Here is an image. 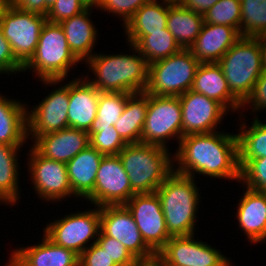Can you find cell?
<instances>
[{
    "mask_svg": "<svg viewBox=\"0 0 266 266\" xmlns=\"http://www.w3.org/2000/svg\"><path fill=\"white\" fill-rule=\"evenodd\" d=\"M261 49V60L263 69L266 70V38H257Z\"/></svg>",
    "mask_w": 266,
    "mask_h": 266,
    "instance_id": "cell-46",
    "label": "cell"
},
{
    "mask_svg": "<svg viewBox=\"0 0 266 266\" xmlns=\"http://www.w3.org/2000/svg\"><path fill=\"white\" fill-rule=\"evenodd\" d=\"M10 5L46 17V0H10Z\"/></svg>",
    "mask_w": 266,
    "mask_h": 266,
    "instance_id": "cell-44",
    "label": "cell"
},
{
    "mask_svg": "<svg viewBox=\"0 0 266 266\" xmlns=\"http://www.w3.org/2000/svg\"><path fill=\"white\" fill-rule=\"evenodd\" d=\"M178 97L182 110V137L218 131L217 125L228 112L220 103L191 89Z\"/></svg>",
    "mask_w": 266,
    "mask_h": 266,
    "instance_id": "cell-17",
    "label": "cell"
},
{
    "mask_svg": "<svg viewBox=\"0 0 266 266\" xmlns=\"http://www.w3.org/2000/svg\"><path fill=\"white\" fill-rule=\"evenodd\" d=\"M136 266H161L157 260L150 262H139Z\"/></svg>",
    "mask_w": 266,
    "mask_h": 266,
    "instance_id": "cell-49",
    "label": "cell"
},
{
    "mask_svg": "<svg viewBox=\"0 0 266 266\" xmlns=\"http://www.w3.org/2000/svg\"><path fill=\"white\" fill-rule=\"evenodd\" d=\"M86 9L80 0H57L49 8L46 19L52 23H60L65 19L82 13Z\"/></svg>",
    "mask_w": 266,
    "mask_h": 266,
    "instance_id": "cell-40",
    "label": "cell"
},
{
    "mask_svg": "<svg viewBox=\"0 0 266 266\" xmlns=\"http://www.w3.org/2000/svg\"><path fill=\"white\" fill-rule=\"evenodd\" d=\"M86 8H98L100 7L102 0H80ZM93 7V8H92Z\"/></svg>",
    "mask_w": 266,
    "mask_h": 266,
    "instance_id": "cell-47",
    "label": "cell"
},
{
    "mask_svg": "<svg viewBox=\"0 0 266 266\" xmlns=\"http://www.w3.org/2000/svg\"><path fill=\"white\" fill-rule=\"evenodd\" d=\"M103 154L88 145L66 163L72 192L77 198H86L93 190Z\"/></svg>",
    "mask_w": 266,
    "mask_h": 266,
    "instance_id": "cell-25",
    "label": "cell"
},
{
    "mask_svg": "<svg viewBox=\"0 0 266 266\" xmlns=\"http://www.w3.org/2000/svg\"><path fill=\"white\" fill-rule=\"evenodd\" d=\"M195 181L193 177L173 171L156 190L171 237L195 235L196 214L201 201Z\"/></svg>",
    "mask_w": 266,
    "mask_h": 266,
    "instance_id": "cell-3",
    "label": "cell"
},
{
    "mask_svg": "<svg viewBox=\"0 0 266 266\" xmlns=\"http://www.w3.org/2000/svg\"><path fill=\"white\" fill-rule=\"evenodd\" d=\"M80 60L71 52L63 28L59 23H44L34 55L23 66L22 72L31 70L42 83L56 87L69 75L72 66Z\"/></svg>",
    "mask_w": 266,
    "mask_h": 266,
    "instance_id": "cell-4",
    "label": "cell"
},
{
    "mask_svg": "<svg viewBox=\"0 0 266 266\" xmlns=\"http://www.w3.org/2000/svg\"><path fill=\"white\" fill-rule=\"evenodd\" d=\"M238 228L251 243L266 242V192L246 187L236 210Z\"/></svg>",
    "mask_w": 266,
    "mask_h": 266,
    "instance_id": "cell-22",
    "label": "cell"
},
{
    "mask_svg": "<svg viewBox=\"0 0 266 266\" xmlns=\"http://www.w3.org/2000/svg\"><path fill=\"white\" fill-rule=\"evenodd\" d=\"M83 78L69 82L68 127L88 131L97 116L100 91Z\"/></svg>",
    "mask_w": 266,
    "mask_h": 266,
    "instance_id": "cell-21",
    "label": "cell"
},
{
    "mask_svg": "<svg viewBox=\"0 0 266 266\" xmlns=\"http://www.w3.org/2000/svg\"><path fill=\"white\" fill-rule=\"evenodd\" d=\"M91 8L61 21L71 52L81 61L86 62L95 54L93 47L97 40V28L90 19ZM94 53V54H93Z\"/></svg>",
    "mask_w": 266,
    "mask_h": 266,
    "instance_id": "cell-24",
    "label": "cell"
},
{
    "mask_svg": "<svg viewBox=\"0 0 266 266\" xmlns=\"http://www.w3.org/2000/svg\"><path fill=\"white\" fill-rule=\"evenodd\" d=\"M134 54L95 53L85 63L95 78H85L100 92L139 93L148 83L149 64L133 44ZM137 53V55H136Z\"/></svg>",
    "mask_w": 266,
    "mask_h": 266,
    "instance_id": "cell-2",
    "label": "cell"
},
{
    "mask_svg": "<svg viewBox=\"0 0 266 266\" xmlns=\"http://www.w3.org/2000/svg\"><path fill=\"white\" fill-rule=\"evenodd\" d=\"M240 34L256 37L266 31V0H240Z\"/></svg>",
    "mask_w": 266,
    "mask_h": 266,
    "instance_id": "cell-34",
    "label": "cell"
},
{
    "mask_svg": "<svg viewBox=\"0 0 266 266\" xmlns=\"http://www.w3.org/2000/svg\"><path fill=\"white\" fill-rule=\"evenodd\" d=\"M237 135L239 167L247 159L266 157V122L254 117L252 125L242 122Z\"/></svg>",
    "mask_w": 266,
    "mask_h": 266,
    "instance_id": "cell-32",
    "label": "cell"
},
{
    "mask_svg": "<svg viewBox=\"0 0 266 266\" xmlns=\"http://www.w3.org/2000/svg\"><path fill=\"white\" fill-rule=\"evenodd\" d=\"M219 0H182L180 3L198 14L204 15Z\"/></svg>",
    "mask_w": 266,
    "mask_h": 266,
    "instance_id": "cell-45",
    "label": "cell"
},
{
    "mask_svg": "<svg viewBox=\"0 0 266 266\" xmlns=\"http://www.w3.org/2000/svg\"><path fill=\"white\" fill-rule=\"evenodd\" d=\"M241 37L231 26L204 23L190 51L200 63H217Z\"/></svg>",
    "mask_w": 266,
    "mask_h": 266,
    "instance_id": "cell-20",
    "label": "cell"
},
{
    "mask_svg": "<svg viewBox=\"0 0 266 266\" xmlns=\"http://www.w3.org/2000/svg\"><path fill=\"white\" fill-rule=\"evenodd\" d=\"M203 17L204 23L231 26L240 33V0H219Z\"/></svg>",
    "mask_w": 266,
    "mask_h": 266,
    "instance_id": "cell-35",
    "label": "cell"
},
{
    "mask_svg": "<svg viewBox=\"0 0 266 266\" xmlns=\"http://www.w3.org/2000/svg\"><path fill=\"white\" fill-rule=\"evenodd\" d=\"M68 107L69 82L55 88L30 111L27 108V137L35 141L40 136L67 128Z\"/></svg>",
    "mask_w": 266,
    "mask_h": 266,
    "instance_id": "cell-16",
    "label": "cell"
},
{
    "mask_svg": "<svg viewBox=\"0 0 266 266\" xmlns=\"http://www.w3.org/2000/svg\"><path fill=\"white\" fill-rule=\"evenodd\" d=\"M28 105L0 94V144L22 146L27 137Z\"/></svg>",
    "mask_w": 266,
    "mask_h": 266,
    "instance_id": "cell-26",
    "label": "cell"
},
{
    "mask_svg": "<svg viewBox=\"0 0 266 266\" xmlns=\"http://www.w3.org/2000/svg\"><path fill=\"white\" fill-rule=\"evenodd\" d=\"M27 156H29L27 170L31 174L38 198L44 199V202H54L71 196L77 197L72 192L65 163L45 158L32 146Z\"/></svg>",
    "mask_w": 266,
    "mask_h": 266,
    "instance_id": "cell-12",
    "label": "cell"
},
{
    "mask_svg": "<svg viewBox=\"0 0 266 266\" xmlns=\"http://www.w3.org/2000/svg\"><path fill=\"white\" fill-rule=\"evenodd\" d=\"M160 1H166V2H170V3H180L182 0H160Z\"/></svg>",
    "mask_w": 266,
    "mask_h": 266,
    "instance_id": "cell-51",
    "label": "cell"
},
{
    "mask_svg": "<svg viewBox=\"0 0 266 266\" xmlns=\"http://www.w3.org/2000/svg\"><path fill=\"white\" fill-rule=\"evenodd\" d=\"M100 227L106 236L122 243L139 262L156 260L157 254L145 243L125 205L100 207Z\"/></svg>",
    "mask_w": 266,
    "mask_h": 266,
    "instance_id": "cell-11",
    "label": "cell"
},
{
    "mask_svg": "<svg viewBox=\"0 0 266 266\" xmlns=\"http://www.w3.org/2000/svg\"><path fill=\"white\" fill-rule=\"evenodd\" d=\"M191 90L217 101L229 112L241 110L242 103L230 92L218 63H200Z\"/></svg>",
    "mask_w": 266,
    "mask_h": 266,
    "instance_id": "cell-23",
    "label": "cell"
},
{
    "mask_svg": "<svg viewBox=\"0 0 266 266\" xmlns=\"http://www.w3.org/2000/svg\"><path fill=\"white\" fill-rule=\"evenodd\" d=\"M94 209L70 213L69 215H64L62 219L59 218L51 223L49 222L43 228V234L54 244L80 255L88 247L96 243L101 230L100 207L95 206ZM91 239L93 240L92 244L90 243Z\"/></svg>",
    "mask_w": 266,
    "mask_h": 266,
    "instance_id": "cell-9",
    "label": "cell"
},
{
    "mask_svg": "<svg viewBox=\"0 0 266 266\" xmlns=\"http://www.w3.org/2000/svg\"><path fill=\"white\" fill-rule=\"evenodd\" d=\"M204 17L181 3H170L167 29L182 49H190L201 32Z\"/></svg>",
    "mask_w": 266,
    "mask_h": 266,
    "instance_id": "cell-28",
    "label": "cell"
},
{
    "mask_svg": "<svg viewBox=\"0 0 266 266\" xmlns=\"http://www.w3.org/2000/svg\"><path fill=\"white\" fill-rule=\"evenodd\" d=\"M145 243L157 254L169 241L161 200L156 192L134 194L125 204Z\"/></svg>",
    "mask_w": 266,
    "mask_h": 266,
    "instance_id": "cell-15",
    "label": "cell"
},
{
    "mask_svg": "<svg viewBox=\"0 0 266 266\" xmlns=\"http://www.w3.org/2000/svg\"><path fill=\"white\" fill-rule=\"evenodd\" d=\"M6 266H15L10 260L6 263Z\"/></svg>",
    "mask_w": 266,
    "mask_h": 266,
    "instance_id": "cell-53",
    "label": "cell"
},
{
    "mask_svg": "<svg viewBox=\"0 0 266 266\" xmlns=\"http://www.w3.org/2000/svg\"><path fill=\"white\" fill-rule=\"evenodd\" d=\"M217 63L230 92L243 104L264 70L258 39L242 36Z\"/></svg>",
    "mask_w": 266,
    "mask_h": 266,
    "instance_id": "cell-6",
    "label": "cell"
},
{
    "mask_svg": "<svg viewBox=\"0 0 266 266\" xmlns=\"http://www.w3.org/2000/svg\"><path fill=\"white\" fill-rule=\"evenodd\" d=\"M10 6V0H0V20L4 16L7 8Z\"/></svg>",
    "mask_w": 266,
    "mask_h": 266,
    "instance_id": "cell-48",
    "label": "cell"
},
{
    "mask_svg": "<svg viewBox=\"0 0 266 266\" xmlns=\"http://www.w3.org/2000/svg\"><path fill=\"white\" fill-rule=\"evenodd\" d=\"M172 137V138H171ZM182 138V110L177 96L148 94V109L141 133V143L166 149L167 141Z\"/></svg>",
    "mask_w": 266,
    "mask_h": 266,
    "instance_id": "cell-8",
    "label": "cell"
},
{
    "mask_svg": "<svg viewBox=\"0 0 266 266\" xmlns=\"http://www.w3.org/2000/svg\"><path fill=\"white\" fill-rule=\"evenodd\" d=\"M89 145L104 156L118 155L127 145L120 137L114 126L110 128H98L89 136Z\"/></svg>",
    "mask_w": 266,
    "mask_h": 266,
    "instance_id": "cell-37",
    "label": "cell"
},
{
    "mask_svg": "<svg viewBox=\"0 0 266 266\" xmlns=\"http://www.w3.org/2000/svg\"><path fill=\"white\" fill-rule=\"evenodd\" d=\"M149 0H102L100 9L117 17H122L123 26L134 13Z\"/></svg>",
    "mask_w": 266,
    "mask_h": 266,
    "instance_id": "cell-39",
    "label": "cell"
},
{
    "mask_svg": "<svg viewBox=\"0 0 266 266\" xmlns=\"http://www.w3.org/2000/svg\"><path fill=\"white\" fill-rule=\"evenodd\" d=\"M130 93L100 92L97 116L87 131L90 136L98 128H110L122 115Z\"/></svg>",
    "mask_w": 266,
    "mask_h": 266,
    "instance_id": "cell-33",
    "label": "cell"
},
{
    "mask_svg": "<svg viewBox=\"0 0 266 266\" xmlns=\"http://www.w3.org/2000/svg\"><path fill=\"white\" fill-rule=\"evenodd\" d=\"M243 187L266 192V157L247 159L240 166V180Z\"/></svg>",
    "mask_w": 266,
    "mask_h": 266,
    "instance_id": "cell-36",
    "label": "cell"
},
{
    "mask_svg": "<svg viewBox=\"0 0 266 266\" xmlns=\"http://www.w3.org/2000/svg\"><path fill=\"white\" fill-rule=\"evenodd\" d=\"M10 256L15 266H79L77 253L54 244L44 234L41 243L18 247Z\"/></svg>",
    "mask_w": 266,
    "mask_h": 266,
    "instance_id": "cell-19",
    "label": "cell"
},
{
    "mask_svg": "<svg viewBox=\"0 0 266 266\" xmlns=\"http://www.w3.org/2000/svg\"><path fill=\"white\" fill-rule=\"evenodd\" d=\"M32 147L47 159L69 162L89 145L88 132L72 127L38 137Z\"/></svg>",
    "mask_w": 266,
    "mask_h": 266,
    "instance_id": "cell-18",
    "label": "cell"
},
{
    "mask_svg": "<svg viewBox=\"0 0 266 266\" xmlns=\"http://www.w3.org/2000/svg\"><path fill=\"white\" fill-rule=\"evenodd\" d=\"M24 146L0 144V203L16 205L19 201L18 152Z\"/></svg>",
    "mask_w": 266,
    "mask_h": 266,
    "instance_id": "cell-30",
    "label": "cell"
},
{
    "mask_svg": "<svg viewBox=\"0 0 266 266\" xmlns=\"http://www.w3.org/2000/svg\"><path fill=\"white\" fill-rule=\"evenodd\" d=\"M96 243L118 266H136L139 261L118 240L106 236L101 230Z\"/></svg>",
    "mask_w": 266,
    "mask_h": 266,
    "instance_id": "cell-38",
    "label": "cell"
},
{
    "mask_svg": "<svg viewBox=\"0 0 266 266\" xmlns=\"http://www.w3.org/2000/svg\"><path fill=\"white\" fill-rule=\"evenodd\" d=\"M231 260L225 266H232Z\"/></svg>",
    "mask_w": 266,
    "mask_h": 266,
    "instance_id": "cell-54",
    "label": "cell"
},
{
    "mask_svg": "<svg viewBox=\"0 0 266 266\" xmlns=\"http://www.w3.org/2000/svg\"><path fill=\"white\" fill-rule=\"evenodd\" d=\"M23 70V65L15 58L9 42L4 38L0 28V73L16 74Z\"/></svg>",
    "mask_w": 266,
    "mask_h": 266,
    "instance_id": "cell-42",
    "label": "cell"
},
{
    "mask_svg": "<svg viewBox=\"0 0 266 266\" xmlns=\"http://www.w3.org/2000/svg\"><path fill=\"white\" fill-rule=\"evenodd\" d=\"M56 1L57 0H46V15L48 13L49 8L52 7Z\"/></svg>",
    "mask_w": 266,
    "mask_h": 266,
    "instance_id": "cell-50",
    "label": "cell"
},
{
    "mask_svg": "<svg viewBox=\"0 0 266 266\" xmlns=\"http://www.w3.org/2000/svg\"><path fill=\"white\" fill-rule=\"evenodd\" d=\"M248 105L250 108L252 107L251 110L253 113L260 112V110L266 108V70L262 71V74L254 84L252 93L242 104L241 108L246 109Z\"/></svg>",
    "mask_w": 266,
    "mask_h": 266,
    "instance_id": "cell-43",
    "label": "cell"
},
{
    "mask_svg": "<svg viewBox=\"0 0 266 266\" xmlns=\"http://www.w3.org/2000/svg\"><path fill=\"white\" fill-rule=\"evenodd\" d=\"M46 17L9 6L0 20L4 38L15 58L24 66L34 55Z\"/></svg>",
    "mask_w": 266,
    "mask_h": 266,
    "instance_id": "cell-10",
    "label": "cell"
},
{
    "mask_svg": "<svg viewBox=\"0 0 266 266\" xmlns=\"http://www.w3.org/2000/svg\"><path fill=\"white\" fill-rule=\"evenodd\" d=\"M194 235L171 237L157 253L161 266H225L230 260Z\"/></svg>",
    "mask_w": 266,
    "mask_h": 266,
    "instance_id": "cell-14",
    "label": "cell"
},
{
    "mask_svg": "<svg viewBox=\"0 0 266 266\" xmlns=\"http://www.w3.org/2000/svg\"><path fill=\"white\" fill-rule=\"evenodd\" d=\"M125 36L127 43L133 44L148 64L165 59L182 49L167 28L149 35Z\"/></svg>",
    "mask_w": 266,
    "mask_h": 266,
    "instance_id": "cell-31",
    "label": "cell"
},
{
    "mask_svg": "<svg viewBox=\"0 0 266 266\" xmlns=\"http://www.w3.org/2000/svg\"><path fill=\"white\" fill-rule=\"evenodd\" d=\"M169 2L149 0L124 25L125 35H149L167 28Z\"/></svg>",
    "mask_w": 266,
    "mask_h": 266,
    "instance_id": "cell-29",
    "label": "cell"
},
{
    "mask_svg": "<svg viewBox=\"0 0 266 266\" xmlns=\"http://www.w3.org/2000/svg\"><path fill=\"white\" fill-rule=\"evenodd\" d=\"M135 194L156 192L173 172L169 149L150 144H127L118 154Z\"/></svg>",
    "mask_w": 266,
    "mask_h": 266,
    "instance_id": "cell-5",
    "label": "cell"
},
{
    "mask_svg": "<svg viewBox=\"0 0 266 266\" xmlns=\"http://www.w3.org/2000/svg\"><path fill=\"white\" fill-rule=\"evenodd\" d=\"M79 266H118L97 243L79 255Z\"/></svg>",
    "mask_w": 266,
    "mask_h": 266,
    "instance_id": "cell-41",
    "label": "cell"
},
{
    "mask_svg": "<svg viewBox=\"0 0 266 266\" xmlns=\"http://www.w3.org/2000/svg\"><path fill=\"white\" fill-rule=\"evenodd\" d=\"M173 155V171L196 178L194 174L240 180L238 139L236 133L219 131L189 134L181 138Z\"/></svg>",
    "mask_w": 266,
    "mask_h": 266,
    "instance_id": "cell-1",
    "label": "cell"
},
{
    "mask_svg": "<svg viewBox=\"0 0 266 266\" xmlns=\"http://www.w3.org/2000/svg\"><path fill=\"white\" fill-rule=\"evenodd\" d=\"M135 193L118 155L103 156L94 190L84 199L93 206L125 205Z\"/></svg>",
    "mask_w": 266,
    "mask_h": 266,
    "instance_id": "cell-13",
    "label": "cell"
},
{
    "mask_svg": "<svg viewBox=\"0 0 266 266\" xmlns=\"http://www.w3.org/2000/svg\"><path fill=\"white\" fill-rule=\"evenodd\" d=\"M256 38H266V31L263 34L256 36Z\"/></svg>",
    "mask_w": 266,
    "mask_h": 266,
    "instance_id": "cell-52",
    "label": "cell"
},
{
    "mask_svg": "<svg viewBox=\"0 0 266 266\" xmlns=\"http://www.w3.org/2000/svg\"><path fill=\"white\" fill-rule=\"evenodd\" d=\"M200 62L190 49L149 64L147 94L181 96L193 86L195 73Z\"/></svg>",
    "mask_w": 266,
    "mask_h": 266,
    "instance_id": "cell-7",
    "label": "cell"
},
{
    "mask_svg": "<svg viewBox=\"0 0 266 266\" xmlns=\"http://www.w3.org/2000/svg\"><path fill=\"white\" fill-rule=\"evenodd\" d=\"M147 109L148 94L145 91L128 96L122 115L113 125L127 144L141 143Z\"/></svg>",
    "mask_w": 266,
    "mask_h": 266,
    "instance_id": "cell-27",
    "label": "cell"
}]
</instances>
